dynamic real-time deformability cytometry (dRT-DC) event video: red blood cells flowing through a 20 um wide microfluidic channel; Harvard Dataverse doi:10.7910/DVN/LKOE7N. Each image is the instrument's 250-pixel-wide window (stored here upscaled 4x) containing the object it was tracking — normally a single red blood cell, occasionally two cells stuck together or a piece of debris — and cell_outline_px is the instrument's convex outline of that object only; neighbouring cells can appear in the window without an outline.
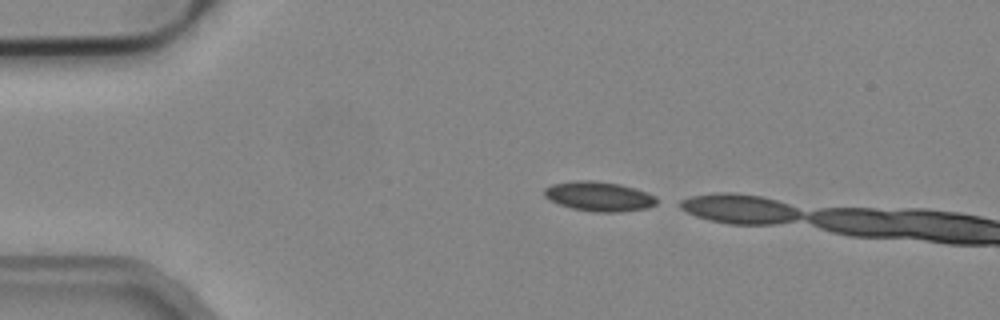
{"species": "common noctule bat (a hibernating species)", "species_latin": "Nyctalus noctula", "temperature_condition": "cold", "stored_images_in_passage": 4, "camera_frame_rate_fps": 3000, "um_per_image_px": 0.085, "animal": {"sex": "male", "body_mass_g": 19.2, "forearm_length_mm": 51.8}, "frame": {"image": 1, "passage_image": 1, "time_ms": 0.0, "image_size_px": [1000, 320], "cell_outline_px": [[656, 204], [648, 208], [620, 212], [596, 212], [572, 208], [548, 200], [544, 196], [544, 188], [552, 184], [576, 180], [592, 180], [620, 184], [656, 196]], "centroid_in_image_um": [50.88, 16.69], "position_along_channel_um": 34.1, "area_um2": 19.31}}